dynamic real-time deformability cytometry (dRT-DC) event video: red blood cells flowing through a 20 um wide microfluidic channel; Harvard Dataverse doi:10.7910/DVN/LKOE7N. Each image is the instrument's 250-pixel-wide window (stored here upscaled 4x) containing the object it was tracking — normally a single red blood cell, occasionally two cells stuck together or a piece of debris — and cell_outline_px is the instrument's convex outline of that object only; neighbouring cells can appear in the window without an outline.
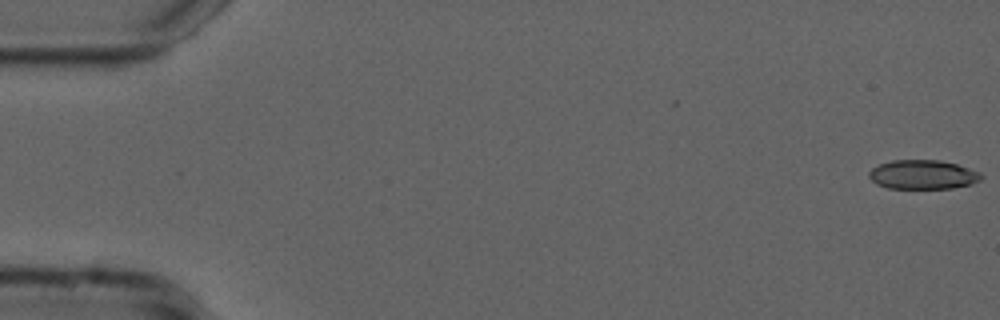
{"species": "common noctule bat (a hibernating species)", "species_latin": "Nyctalus noctula", "temperature_condition": "cold", "stored_images_in_passage": 16, "camera_frame_rate_fps": 3000, "um_per_image_px": 0.085, "animal": {"sex": "male", "forearm_length_mm": 52.5}, "frame": {"image": 1, "passage_image": 1, "time_ms": 0.0, "image_size_px": [1000, 320], "cell_outline_px": [[984, 176], [980, 180], [972, 184], [952, 188], [888, 188], [876, 184], [868, 176], [868, 172], [872, 168], [880, 164], [892, 160], [940, 160], [956, 164], [980, 172]], "centroid_in_image_um": [78.44, 14.84], "position_along_channel_um": 6.6, "area_um2": 19.07}}